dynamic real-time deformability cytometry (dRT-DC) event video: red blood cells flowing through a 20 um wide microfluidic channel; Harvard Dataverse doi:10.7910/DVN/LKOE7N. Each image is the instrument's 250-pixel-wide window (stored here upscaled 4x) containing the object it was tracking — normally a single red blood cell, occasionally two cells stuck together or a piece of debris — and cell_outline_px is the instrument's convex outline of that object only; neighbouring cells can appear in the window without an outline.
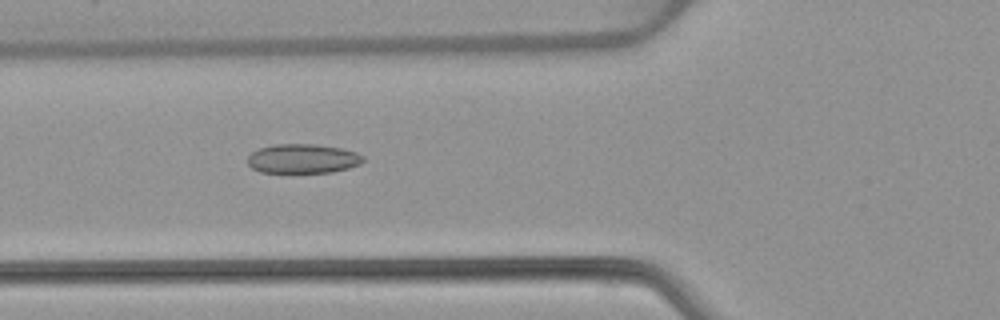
{"species": "common noctule bat (a hibernating species)", "species_latin": "Nyctalus noctula", "temperature_condition": "warm", "stored_images_in_passage": 53, "camera_frame_rate_fps": 3000, "um_per_image_px": 0.085, "animal": {"sex": "female", "body_mass_g": 22.7, "forearm_length_mm": 54.2}, "frame": {"image": 1, "passage_image": 20, "time_ms": 6.333, "image_size_px": [1000, 320], "cell_outline_px": [[364, 160], [360, 164], [348, 168], [332, 172], [260, 172], [252, 168], [248, 164], [248, 156], [252, 152], [260, 148], [272, 144], [316, 144], [344, 148], [356, 152], [364, 156]], "centroid_in_image_um": [25.75, 13.47], "position_along_channel_um": 100.0, "area_um2": 19.83}}
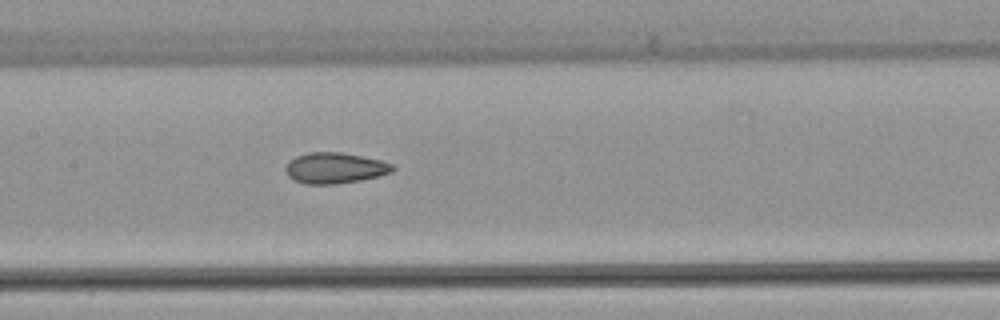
{"frame": {"image": 2, "passage_image": 26, "time_ms": 8.333, "image_size_px": [1000, 320], "cell_outline_px": [[396, 168], [392, 172], [360, 180], [336, 184], [304, 184], [292, 180], [284, 172], [284, 168], [288, 160], [296, 156], [308, 152], [340, 152], [380, 160], [392, 164]], "centroid_in_image_um": [28.39, 14.28], "position_along_channel_um": 179.0, "area_um2": 19.36}}
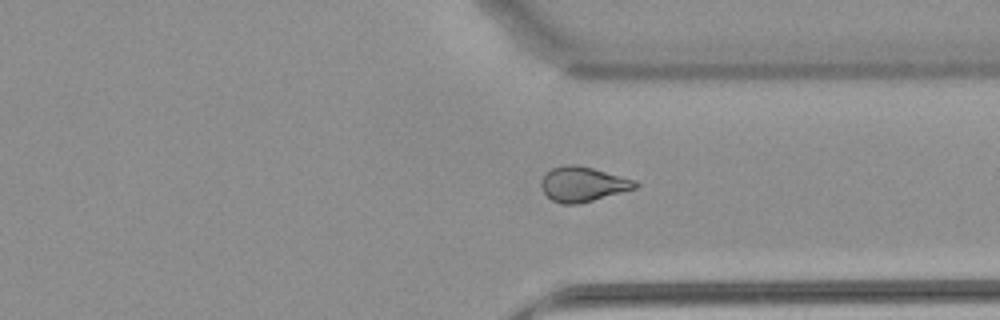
{"frame": {"image": 3, "passage_image": 40, "time_ms": 13.0, "image_size_px": [1000, 320], "cell_outline_px": [[640, 184], [636, 188], [580, 204], [560, 204], [552, 200], [540, 188], [540, 180], [552, 168], [564, 164], [576, 164], [592, 168], [636, 180]], "centroid_in_image_um": [49.53, 15.66], "position_along_channel_um": 361.9, "area_um2": 19.19}, "authors_computed_cell_mechanics": {"area_um2": 19.8254, "velocity_mm_per_s": 3.925, "shape_relaxation_time_tau1_ms": null, "shape_relaxation_time_tau2_ms": 2.1686, "deformation_change_tau1": null, "deformation_change_tau2": 0.0919}}